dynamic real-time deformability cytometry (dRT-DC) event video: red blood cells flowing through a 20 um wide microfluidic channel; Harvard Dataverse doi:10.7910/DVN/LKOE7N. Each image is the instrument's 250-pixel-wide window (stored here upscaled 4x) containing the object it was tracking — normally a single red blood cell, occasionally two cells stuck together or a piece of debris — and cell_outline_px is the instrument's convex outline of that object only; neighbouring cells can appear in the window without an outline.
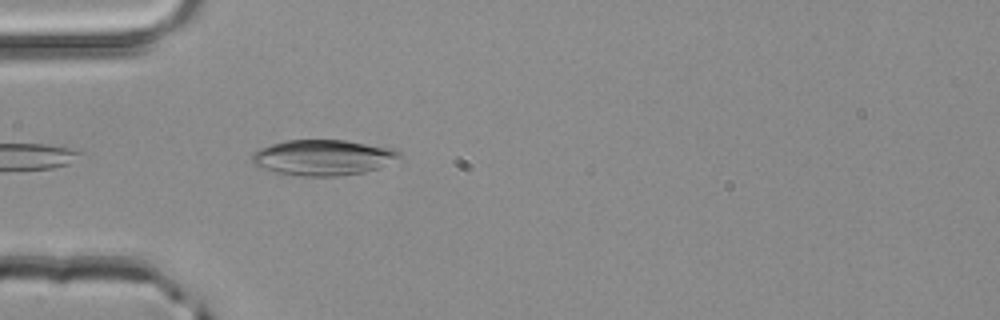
{"species": "common noctule bat (a hibernating species)", "species_latin": "Nyctalus noctula", "temperature_condition": "room temperature", "stored_images_in_passage": 3, "camera_frame_rate_fps": 3000, "um_per_image_px": 0.085, "animal": {"sex": "male", "body_mass_g": 20.4}, "frame": {"image": 1, "passage_image": 3, "time_ms": 0.667, "image_size_px": [1000, 320], "cell_outline_px": [[404, 156], [376, 168], [364, 172], [344, 176], [304, 176], [276, 172], [252, 164], [252, 152], [260, 148], [272, 144], [288, 140], [344, 140], [392, 148], [400, 152]], "centroid_in_image_um": [27.45, 13.39], "position_along_channel_um": 57.5, "area_um2": 30.4}}